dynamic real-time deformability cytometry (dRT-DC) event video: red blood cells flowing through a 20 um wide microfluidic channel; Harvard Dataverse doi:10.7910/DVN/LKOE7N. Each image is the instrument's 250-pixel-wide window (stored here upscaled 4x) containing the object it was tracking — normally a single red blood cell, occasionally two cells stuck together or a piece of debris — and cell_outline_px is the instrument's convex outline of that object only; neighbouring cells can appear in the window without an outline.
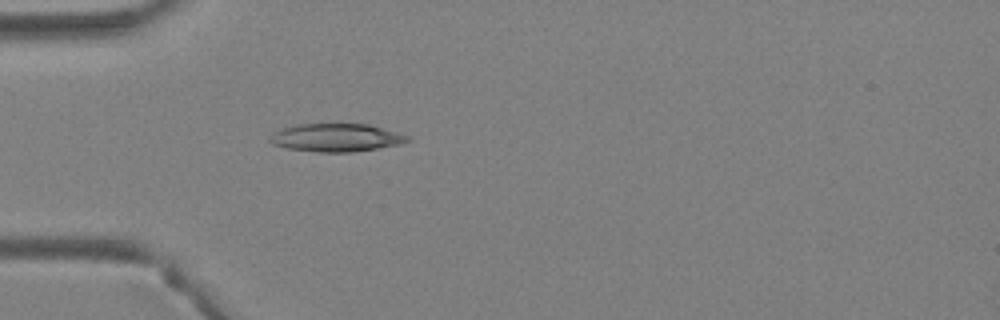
{"species": "Egyptian fruit bat (a non-hibernating species)", "species_latin": "Rousettus aegyptiacus", "temperature_condition": "warm", "stored_images_in_passage": 4, "camera_frame_rate_fps": 3000, "um_per_image_px": 0.085, "animal": {"sex": "female"}, "frame": {"image": 1, "passage_image": 4, "time_ms": 1.0, "image_size_px": [1000, 320], "cell_outline_px": [[412, 140], [400, 144], [352, 152], [320, 152], [288, 148], [272, 144], [268, 140], [268, 136], [280, 128], [300, 124], [368, 124], [412, 136]], "centroid_in_image_um": [28.58, 11.69], "position_along_channel_um": 56.4, "area_um2": 22.54}}